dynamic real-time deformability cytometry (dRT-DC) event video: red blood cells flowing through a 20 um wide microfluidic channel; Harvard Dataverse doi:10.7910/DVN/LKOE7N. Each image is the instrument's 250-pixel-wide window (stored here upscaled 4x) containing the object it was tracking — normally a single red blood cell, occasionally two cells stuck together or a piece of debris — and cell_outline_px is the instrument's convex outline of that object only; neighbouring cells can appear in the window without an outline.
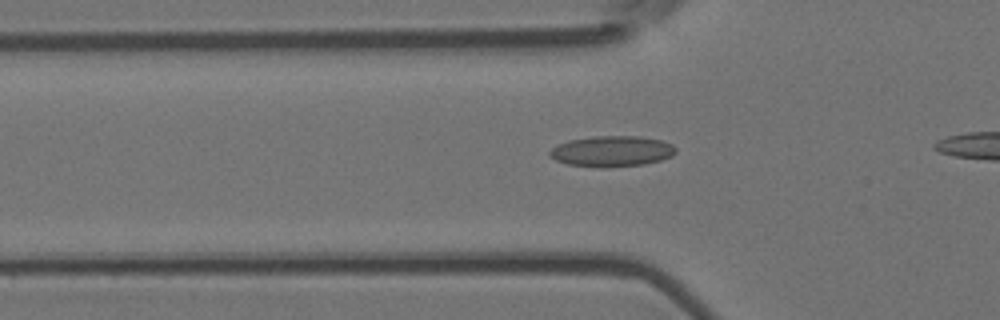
{"species": "Egyptian fruit bat (a non-hibernating species)", "species_latin": "Rousettus aegyptiacus", "temperature_condition": "room temperature", "stored_images_in_passage": 34, "camera_frame_rate_fps": 3000, "um_per_image_px": 0.085, "animal": {"sex": "female"}, "frame": {"image": 1, "passage_image": 7, "time_ms": 2.0, "image_size_px": [1000, 320], "cell_outline_px": [[672, 152], [668, 156], [656, 160], [636, 164], [576, 164], [560, 160], [552, 152], [568, 144], [580, 140], [652, 140], [664, 144], [672, 148]], "centroid_in_image_um": [52.08, 12.91], "position_along_channel_um": 73.7, "area_um2": 17.4}}
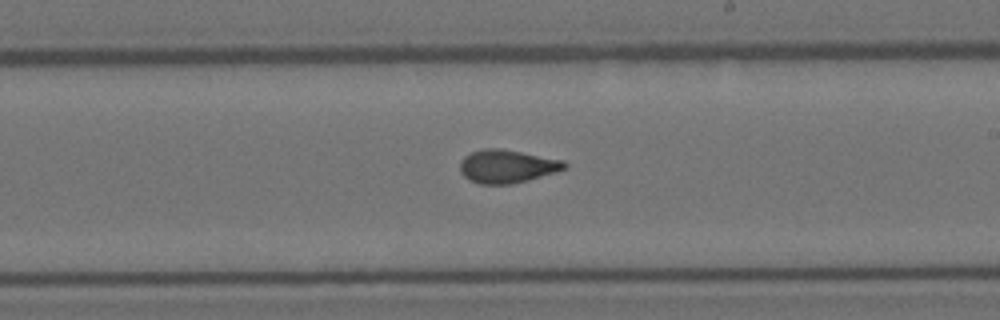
{"frame": {"image": 2, "passage_image": 21, "time_ms": 6.667, "image_size_px": [1000, 320], "cell_outline_px": [[564, 164], [560, 168], [548, 172], [520, 180], [472, 180], [464, 172], [464, 160], [468, 156], [476, 152], [512, 152], [532, 156]], "centroid_in_image_um": [43.02, 14.12], "position_along_channel_um": 246.0, "area_um2": 15.49}}
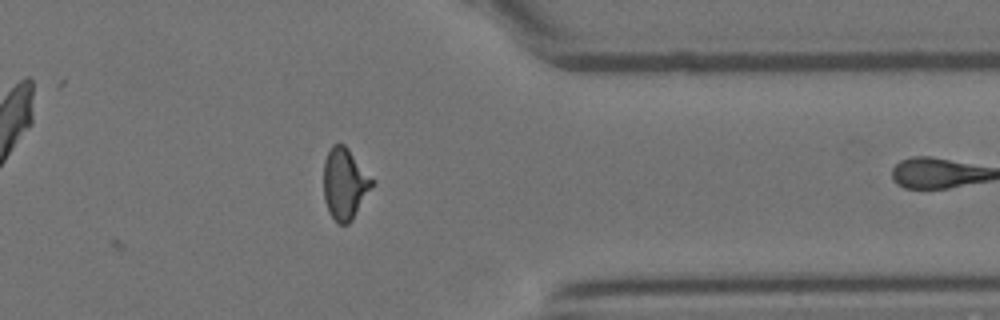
{"frame": {"image": 3, "passage_image": 33, "time_ms": 10.667, "image_size_px": [1000, 320], "cell_outline_px": [[372, 184], [352, 216], [344, 224], [340, 224], [332, 216], [328, 208], [324, 192], [324, 168], [328, 152], [336, 144], [340, 144], [348, 152], [372, 180]], "centroid_in_image_um": [29.24, 15.63], "position_along_channel_um": 382.2, "area_um2": 18.03}}